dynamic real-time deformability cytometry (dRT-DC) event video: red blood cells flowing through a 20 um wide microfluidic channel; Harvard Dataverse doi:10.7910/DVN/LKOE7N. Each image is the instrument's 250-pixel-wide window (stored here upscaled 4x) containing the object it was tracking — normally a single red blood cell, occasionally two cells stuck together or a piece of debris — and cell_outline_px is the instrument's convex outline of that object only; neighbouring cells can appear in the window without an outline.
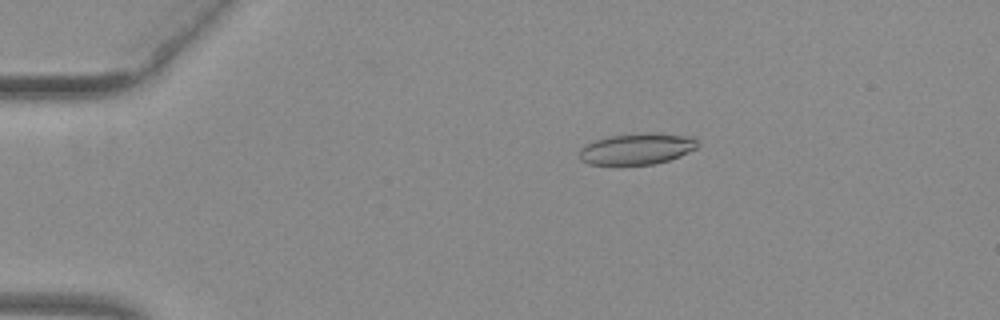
{"species": "common noctule bat (a hibernating species)", "species_latin": "Nyctalus noctula", "temperature_condition": "warm", "stored_images_in_passage": 53, "camera_frame_rate_fps": 3000, "um_per_image_px": 0.085, "animal": {"sex": "female", "body_mass_g": 29.2, "forearm_length_mm": 56.3}, "frame": {"image": 1, "passage_image": 11, "time_ms": 3.333, "image_size_px": [1000, 320], "cell_outline_px": [[700, 144], [696, 148], [680, 156], [656, 164], [616, 168], [588, 164], [580, 160], [580, 148], [584, 144], [608, 136], [644, 132], [692, 136]], "centroid_in_image_um": [54.07, 12.7], "position_along_channel_um": 30.9, "area_um2": 22.54}}
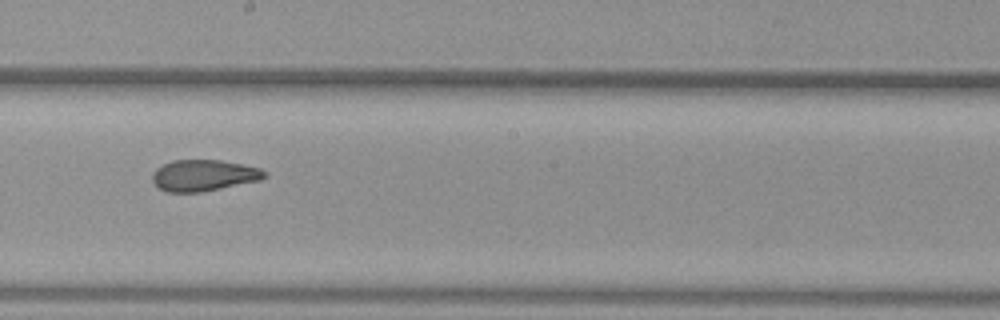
{"frame": {"image": 2, "passage_image": 31, "time_ms": 10.0, "image_size_px": [1000, 320], "cell_outline_px": [[268, 176], [260, 180], [200, 192], [164, 192], [156, 188], [152, 180], [152, 172], [156, 168], [172, 160], [220, 160], [244, 164], [260, 168], [268, 172]], "centroid_in_image_um": [17.3, 14.91], "position_along_channel_um": 230.9, "area_um2": 20.69}}
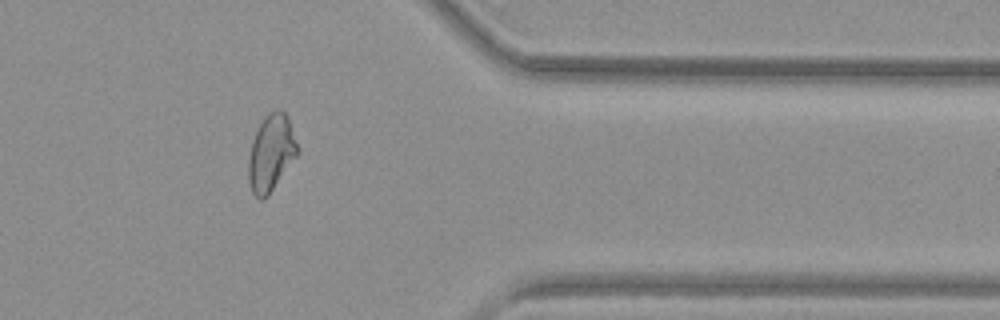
{"frame": {"image": 3, "passage_image": 44, "time_ms": 14.333, "image_size_px": [1000, 320], "cell_outline_px": [[300, 152], [268, 196], [264, 200], [260, 200], [252, 192], [248, 180], [248, 160], [252, 140], [264, 116], [280, 108], [288, 116]], "centroid_in_image_um": [23.05, 13.02], "position_along_channel_um": 388.4, "area_um2": 21.96}, "authors_computed_cell_mechanics": {"area_um2": 22.0218, "velocity_mm_per_s": 3.9708, "shape_relaxation_time_tau1_ms": null, "shape_relaxation_time_tau2_ms": 1.5827, "deformation_change_tau1": null, "deformation_change_tau2": 0.0831}}